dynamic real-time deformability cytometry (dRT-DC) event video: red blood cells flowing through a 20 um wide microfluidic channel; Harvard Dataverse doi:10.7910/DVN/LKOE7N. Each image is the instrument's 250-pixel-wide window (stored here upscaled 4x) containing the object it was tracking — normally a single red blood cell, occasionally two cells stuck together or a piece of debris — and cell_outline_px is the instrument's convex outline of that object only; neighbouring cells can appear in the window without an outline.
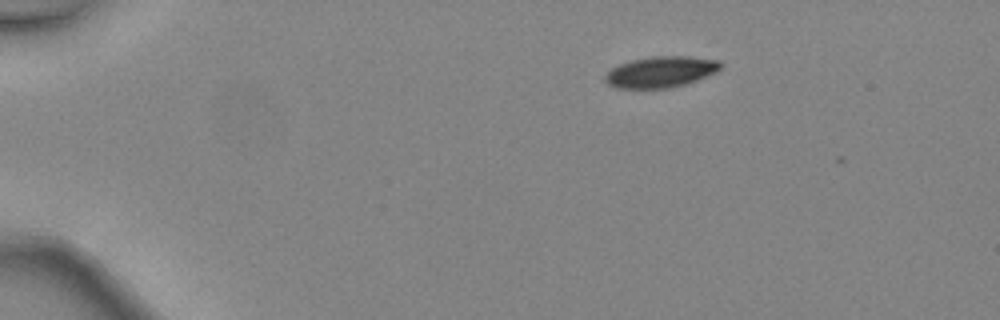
{"species": "common noctule bat (a hibernating species)", "species_latin": "Nyctalus noctula", "temperature_condition": "warm", "stored_images_in_passage": 4, "camera_frame_rate_fps": 3000, "um_per_image_px": 0.085, "animal": {"sex": "female", "body_mass_g": 24.6, "forearm_length_mm": 56.2}, "frame": {"image": 1, "passage_image": 1, "time_ms": 0.0, "image_size_px": [1000, 320], "cell_outline_px": [[724, 64], [716, 72], [696, 80], [684, 84], [668, 88], [616, 88], [608, 84], [604, 80], [604, 76], [612, 68], [620, 64], [632, 60], [652, 56], [688, 56], [720, 60]], "centroid_in_image_um": [56.18, 6.1], "position_along_channel_um": 28.8, "area_um2": 20.87}}